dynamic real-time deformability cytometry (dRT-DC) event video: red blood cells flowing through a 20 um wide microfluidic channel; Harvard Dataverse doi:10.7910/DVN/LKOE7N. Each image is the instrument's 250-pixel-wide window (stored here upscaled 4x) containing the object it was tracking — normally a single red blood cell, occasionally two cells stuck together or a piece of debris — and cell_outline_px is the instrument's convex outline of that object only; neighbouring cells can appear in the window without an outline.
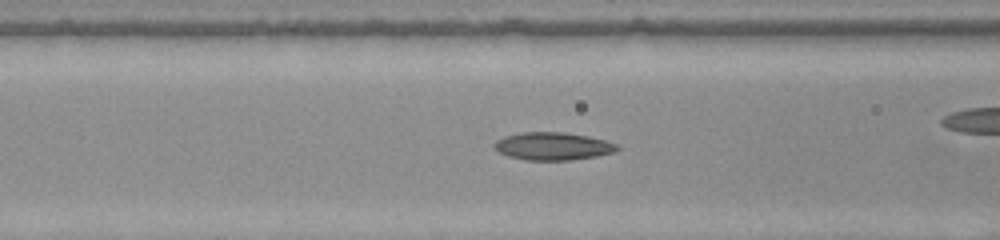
{"species": "common noctule bat (a hibernating species)", "species_latin": "Nyctalus noctula", "temperature_condition": "warm", "stored_images_in_passage": 51, "camera_frame_rate_fps": 3000, "um_per_image_px": 0.085, "animal": {"sex": "female", "body_mass_g": 22.0, "forearm_length_mm": 56.7}, "frame": {"image": 1, "passage_image": 19, "time_ms": 6.0, "image_size_px": [1000, 240], "cell_outline_px": [[620, 148], [616, 152], [596, 156], [572, 160], [524, 160], [508, 156], [496, 152], [492, 144], [496, 140], [504, 136], [520, 132], [564, 132], [588, 136], [604, 140], [616, 144]], "centroid_in_image_um": [46.95, 12.43], "position_along_channel_um": 119.7, "area_um2": 20.11}}
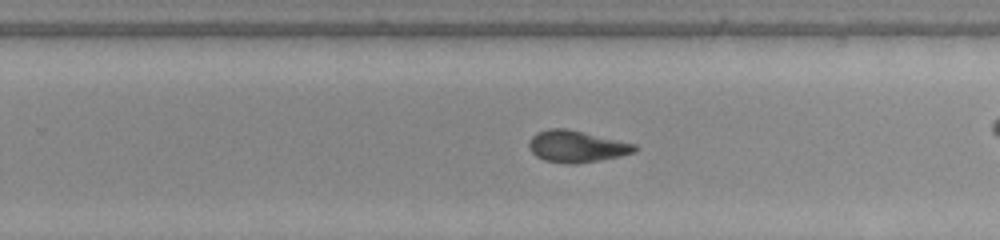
{"frame": {"image": 2, "passage_image": 31, "time_ms": 10.0, "image_size_px": [1000, 240], "cell_outline_px": [[636, 152], [620, 156], [600, 160], [576, 164], [564, 164], [544, 160], [536, 156], [532, 152], [528, 144], [532, 136], [536, 132], [548, 128], [564, 128], [636, 144]], "centroid_in_image_um": [48.98, 12.46], "position_along_channel_um": 280.8, "area_um2": 19.48}}
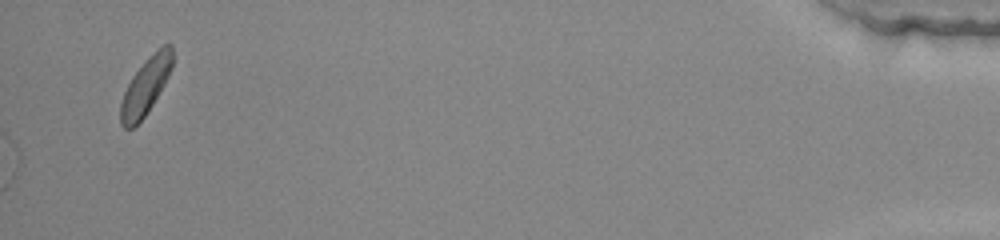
{"frame": {"image": 3, "passage_image": 51, "time_ms": 16.667, "image_size_px": [1000, 240], "cell_outline_px": [[172, 68], [164, 84], [152, 104], [144, 116], [132, 128], [124, 128], [120, 124], [120, 104], [124, 92], [132, 76], [144, 60], [148, 56], [164, 44], [172, 44]], "centroid_in_image_um": [12.36, 7.31], "position_along_channel_um": 422.8, "area_um2": 16.94}, "authors_computed_cell_mechanics": {"area_um2": 19.652, "velocity_mm_per_s": 4.0366, "shape_relaxation_time_tau1_ms": null, "shape_relaxation_time_tau2_ms": 3.3591, "deformation_change_tau1": null, "deformation_change_tau2": 0.1031}}